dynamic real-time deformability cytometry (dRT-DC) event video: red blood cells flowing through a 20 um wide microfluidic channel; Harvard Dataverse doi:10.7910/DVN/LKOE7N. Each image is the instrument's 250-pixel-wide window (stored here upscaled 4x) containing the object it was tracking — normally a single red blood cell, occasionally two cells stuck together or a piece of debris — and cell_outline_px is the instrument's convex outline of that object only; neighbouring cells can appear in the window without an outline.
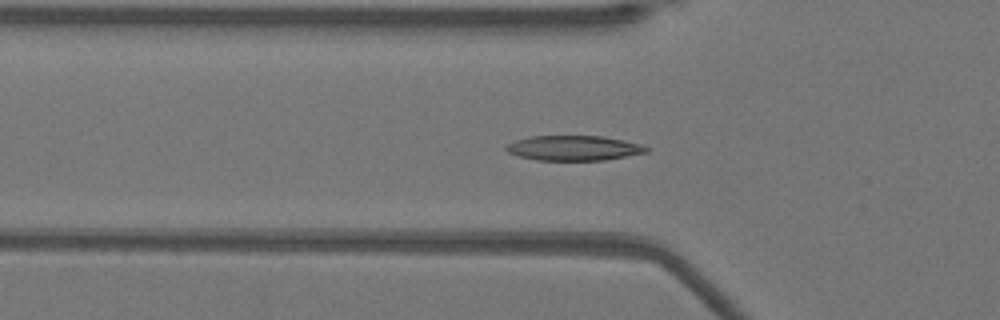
{"species": "Egyptian fruit bat (a non-hibernating species)", "species_latin": "Rousettus aegyptiacus", "temperature_condition": "warm", "stored_images_in_passage": 52, "camera_frame_rate_fps": 3000, "um_per_image_px": 0.085, "animal": {"sex": "female"}, "frame": {"image": 1, "passage_image": 17, "time_ms": 5.333, "image_size_px": [1000, 320], "cell_outline_px": [[652, 148], [648, 152], [604, 160], [536, 160], [520, 156], [508, 152], [504, 148], [508, 144], [516, 140], [532, 136], [604, 136], [624, 140], [640, 144]], "centroid_in_image_um": [48.81, 12.58], "position_along_channel_um": 77.0, "area_um2": 20.35}}
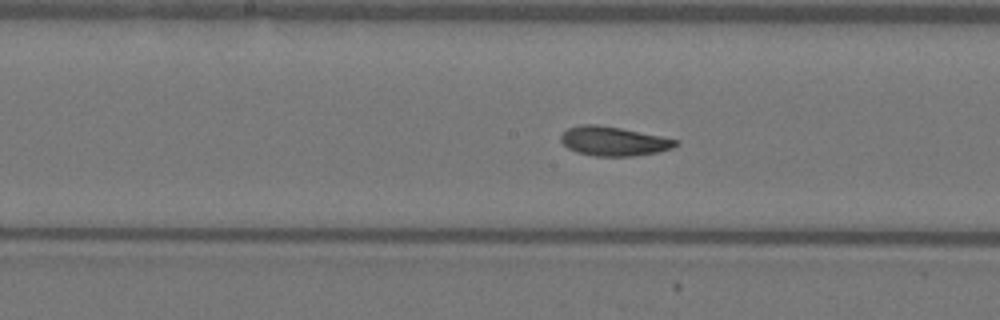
{"frame": {"image": 2, "passage_image": 26, "time_ms": 8.333, "image_size_px": [1000, 320], "cell_outline_px": [[680, 144], [672, 148], [656, 152], [632, 156], [596, 156], [576, 152], [568, 148], [560, 140], [560, 136], [568, 128], [580, 124], [596, 124], [620, 128], [680, 140]], "centroid_in_image_um": [52.15, 12.0], "position_along_channel_um": 196.0, "area_um2": 19.48}}
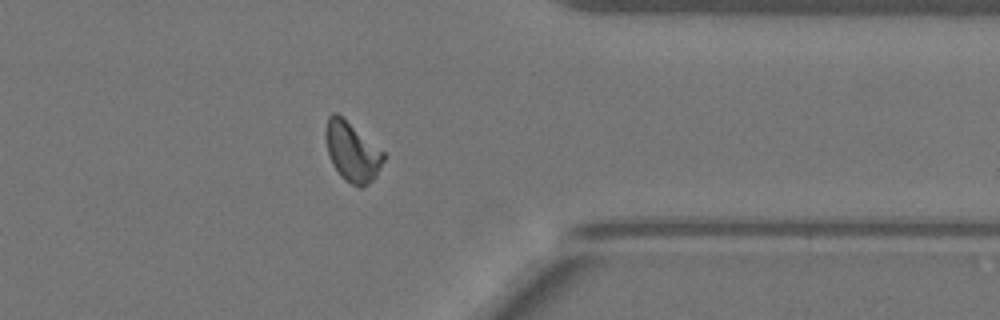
{"frame": {"image": 3, "passage_image": 41, "time_ms": 13.333, "image_size_px": [1000, 320], "cell_outline_px": [[384, 160], [376, 176], [368, 184], [360, 188], [344, 180], [340, 176], [332, 164], [328, 152], [324, 136], [324, 128], [328, 116], [332, 112], [336, 112], [384, 152]], "centroid_in_image_um": [29.89, 12.9], "position_along_channel_um": 381.5, "area_um2": 20.0}}